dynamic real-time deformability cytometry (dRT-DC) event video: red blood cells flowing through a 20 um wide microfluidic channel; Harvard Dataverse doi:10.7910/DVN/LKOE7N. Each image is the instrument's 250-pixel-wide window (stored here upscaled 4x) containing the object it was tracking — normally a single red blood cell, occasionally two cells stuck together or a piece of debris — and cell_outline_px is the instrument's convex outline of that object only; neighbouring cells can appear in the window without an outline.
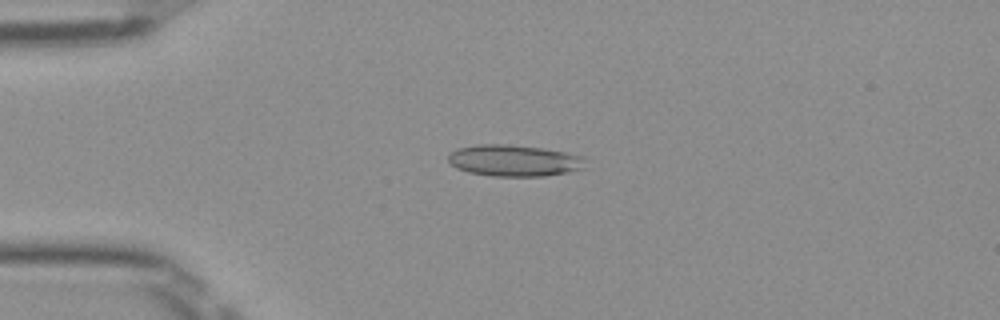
{"species": "Egyptian fruit bat (a non-hibernating species)", "species_latin": "Rousettus aegyptiacus", "temperature_condition": "room temperature", "stored_images_in_passage": 50, "camera_frame_rate_fps": 3000, "um_per_image_px": 0.085, "frame": {"image": 1, "passage_image": 12, "time_ms": 3.667, "image_size_px": [1000, 320], "cell_outline_px": [[588, 160], [580, 168], [568, 172], [544, 176], [492, 176], [468, 172], [456, 168], [448, 160], [448, 156], [456, 148], [476, 144], [508, 144], [544, 148], [584, 156]], "centroid_in_image_um": [43.69, 13.64], "position_along_channel_um": 41.3, "area_um2": 25.26}}
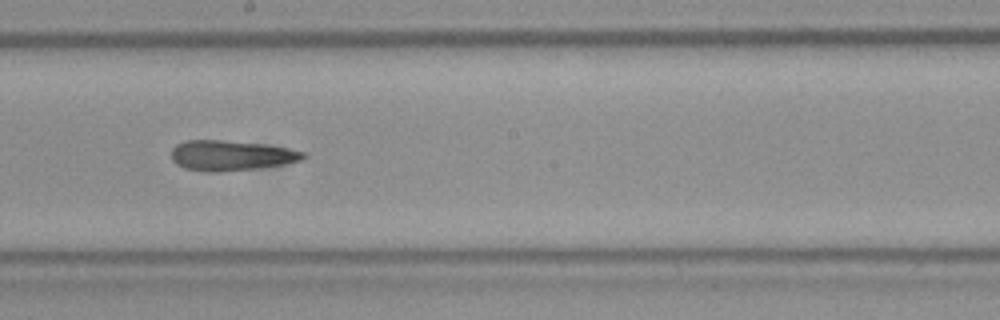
{"frame": {"image": 2, "passage_image": 28, "time_ms": 9.0, "image_size_px": [1000, 320], "cell_outline_px": [[308, 156], [304, 160], [284, 164], [256, 168], [220, 172], [208, 172], [184, 168], [176, 164], [172, 160], [172, 148], [176, 144], [188, 140], [224, 140], [260, 144], [288, 148], [308, 152]], "centroid_in_image_um": [19.67, 13.22], "position_along_channel_um": 228.5, "area_um2": 23.35}}
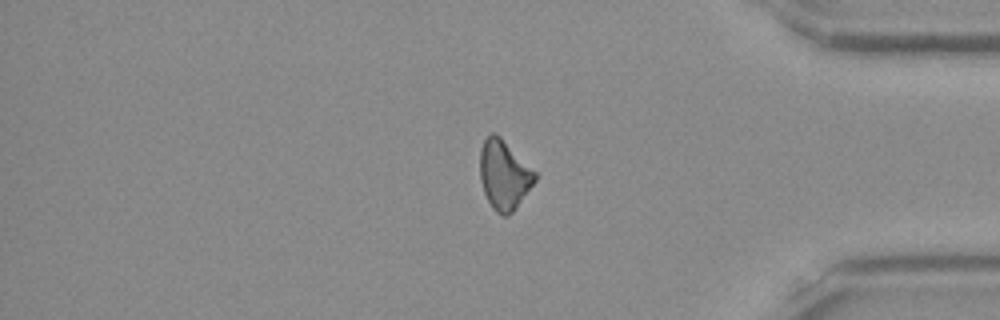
{"frame": {"image": 3, "passage_image": 42, "time_ms": 13.667, "image_size_px": [1000, 320], "cell_outline_px": [[536, 180], [516, 208], [508, 216], [500, 216], [492, 208], [484, 192], [480, 180], [480, 148], [484, 140], [492, 132], [496, 132], [536, 172]], "centroid_in_image_um": [42.83, 14.87], "position_along_channel_um": 392.4, "area_um2": 22.2}, "authors_computed_cell_mechanics": {"area_um2": 22.9755, "velocity_mm_per_s": 4.0082, "shape_relaxation_time_tau1_ms": null, "shape_relaxation_time_tau2_ms": 7.3814, "deformation_change_tau1": null, "deformation_change_tau2": 0.2076}}